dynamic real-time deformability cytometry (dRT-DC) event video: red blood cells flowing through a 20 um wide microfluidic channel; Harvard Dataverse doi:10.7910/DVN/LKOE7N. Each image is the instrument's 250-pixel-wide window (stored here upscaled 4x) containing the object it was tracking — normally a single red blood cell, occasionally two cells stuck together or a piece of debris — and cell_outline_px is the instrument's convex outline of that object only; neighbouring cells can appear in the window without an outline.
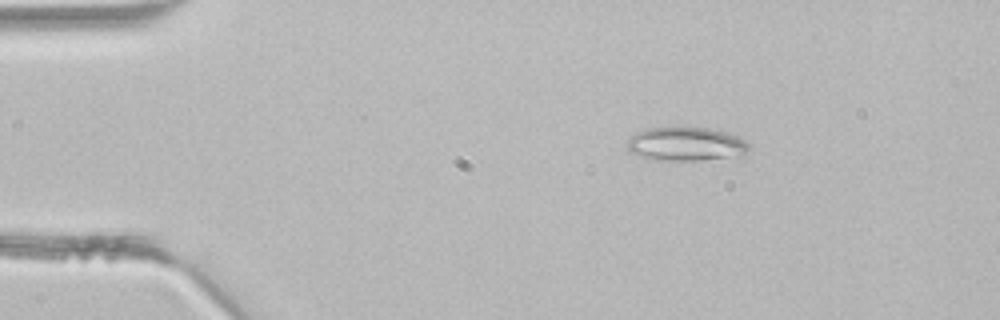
{"species": "common noctule bat (a hibernating species)", "species_latin": "Nyctalus noctula", "temperature_condition": "room temperature", "stored_images_in_passage": 43, "segment_of_instrument_passage": [1, 2], "camera_frame_rate_fps": 3000, "um_per_image_px": 0.085, "animal": {"sex": "male", "body_mass_g": 21.5, "forearm_length_mm": 52.0}, "frame": {"image": 1, "passage_image": 7, "time_ms": 2.0, "image_size_px": [1000, 320], "cell_outline_px": [[752, 144], [748, 152], [740, 156], [700, 160], [652, 160], [628, 152], [628, 140], [636, 132], [648, 128], [708, 128], [728, 132], [740, 136]], "centroid_in_image_um": [58.37, 12.25], "position_along_channel_um": 26.6, "area_um2": 24.22}}
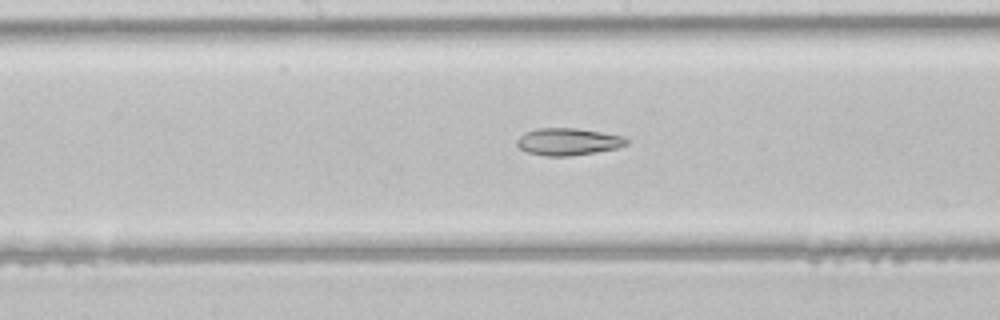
{"frame": {"image": 2, "passage_image": 22, "time_ms": 7.0, "image_size_px": [1000, 320], "cell_outline_px": [[628, 144], [616, 148], [596, 152], [568, 156], [548, 156], [528, 152], [520, 148], [516, 144], [516, 140], [524, 132], [536, 128], [576, 128], [624, 136], [628, 140]], "centroid_in_image_um": [48.27, 12.03], "position_along_channel_um": 199.9, "area_um2": 17.28}}
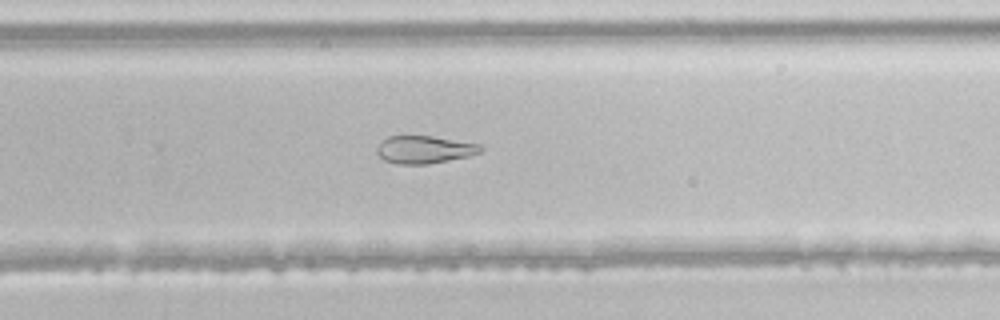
{"frame": {"image": 3, "passage_image": 28, "time_ms": 9.0, "image_size_px": [1000, 320], "cell_outline_px": [[484, 148], [480, 152], [468, 156], [428, 164], [396, 164], [384, 160], [376, 152], [376, 148], [388, 136], [432, 136], [480, 144]], "centroid_in_image_um": [36.07, 12.72], "position_along_channel_um": 293.7, "area_um2": 16.59}}